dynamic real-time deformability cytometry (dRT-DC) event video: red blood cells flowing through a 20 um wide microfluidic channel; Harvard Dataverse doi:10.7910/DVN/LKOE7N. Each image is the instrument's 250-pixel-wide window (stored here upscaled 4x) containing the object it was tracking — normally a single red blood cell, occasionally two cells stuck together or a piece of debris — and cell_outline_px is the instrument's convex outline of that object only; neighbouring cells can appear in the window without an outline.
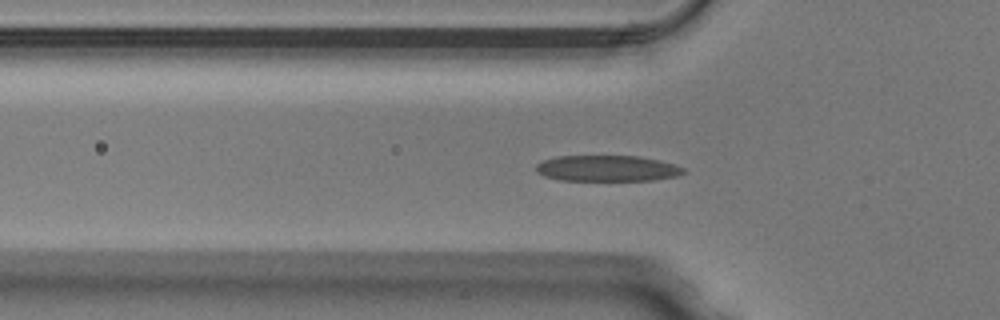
{"species": "Egyptian fruit bat (a non-hibernating species)", "species_latin": "Rousettus aegyptiacus", "temperature_condition": "warm", "stored_images_in_passage": 38, "camera_frame_rate_fps": 3000, "um_per_image_px": 0.085, "animal": {"sex": "male"}, "frame": {"image": 1, "passage_image": 4, "time_ms": 1.0, "image_size_px": [1000, 320], "cell_outline_px": [[688, 172], [680, 176], [652, 180], [560, 180], [544, 176], [536, 172], [536, 164], [544, 160], [556, 156], [636, 156], [660, 160], [684, 168]], "centroid_in_image_um": [51.63, 14.31], "position_along_channel_um": 74.2, "area_um2": 22.37}}
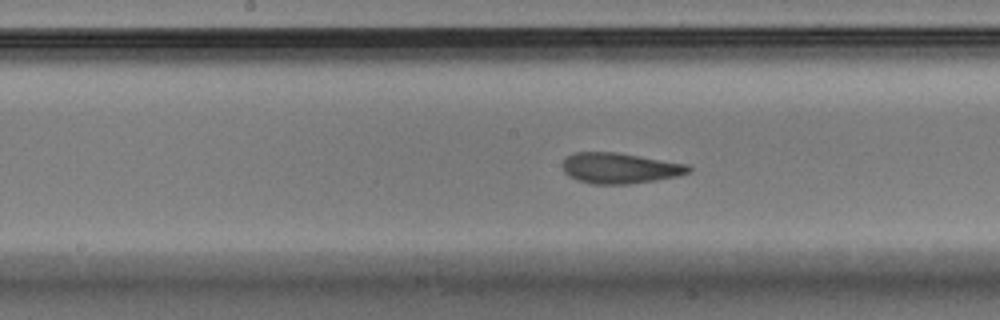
{"frame": {"image": 2, "passage_image": 13, "time_ms": 4.0, "image_size_px": [1000, 320], "cell_outline_px": [[692, 168], [688, 172], [680, 176], [656, 180], [628, 184], [592, 184], [576, 180], [568, 176], [564, 172], [564, 160], [568, 156], [576, 152], [616, 152], [688, 164]], "centroid_in_image_um": [52.7, 14.3], "position_along_channel_um": 195.5, "area_um2": 22.48}}
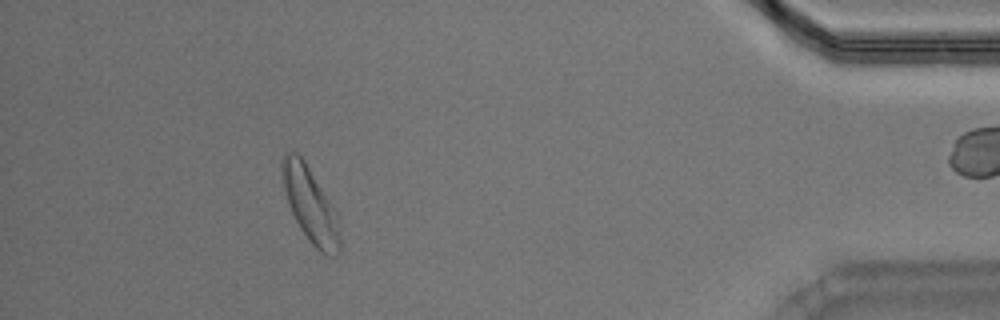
{"frame": {"image": 3, "passage_image": 33, "time_ms": 10.667, "image_size_px": [1000, 320], "cell_outline_px": [[340, 252], [336, 256], [328, 256], [320, 252], [308, 240], [300, 228], [288, 204], [284, 188], [280, 168], [280, 160], [288, 152], [296, 152], [304, 160], [336, 208], [340, 236]], "centroid_in_image_um": [26.39, 17.42], "position_along_channel_um": 408.8, "area_um2": 25.43}, "authors_computed_cell_mechanics": {"area_um2": 22.8021, "velocity_mm_per_s": 4.0062, "shape_relaxation_time_tau1_ms": 3.5739, "shape_relaxation_time_tau2_ms": 1.7788, "deformation_change_tau1": 0.163, "deformation_change_tau2": 0.0928}}